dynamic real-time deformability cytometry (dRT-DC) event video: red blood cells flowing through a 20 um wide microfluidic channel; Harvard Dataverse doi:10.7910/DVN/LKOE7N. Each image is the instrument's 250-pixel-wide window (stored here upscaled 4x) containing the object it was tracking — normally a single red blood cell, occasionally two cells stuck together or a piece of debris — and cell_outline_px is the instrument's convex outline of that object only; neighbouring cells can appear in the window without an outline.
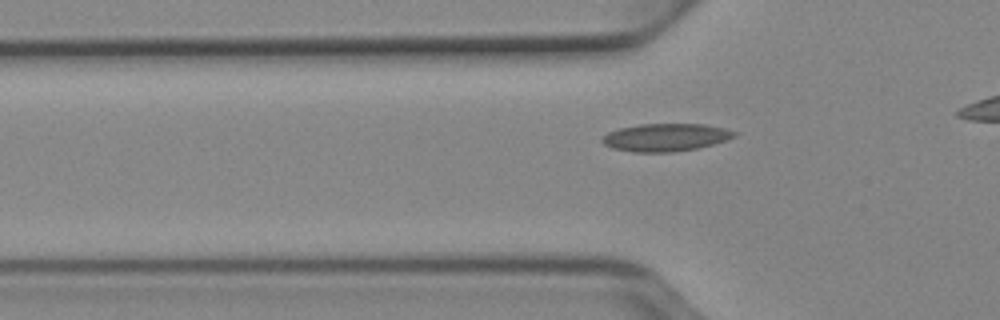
{"species": "Egyptian fruit bat (a non-hibernating species)", "species_latin": "Rousettus aegyptiacus", "temperature_condition": "cold", "stored_images_in_passage": 38, "camera_frame_rate_fps": 3000, "um_per_image_px": 0.085, "animal": {"sex": "female"}, "frame": {"image": 1, "passage_image": 12, "time_ms": 3.667, "image_size_px": [1000, 320], "cell_outline_px": [[736, 136], [712, 144], [696, 148], [672, 152], [632, 152], [612, 148], [604, 144], [600, 140], [600, 136], [608, 132], [620, 128], [640, 124], [704, 124], [724, 128], [736, 132]], "centroid_in_image_um": [56.51, 11.67], "position_along_channel_um": 69.3, "area_um2": 21.27}}
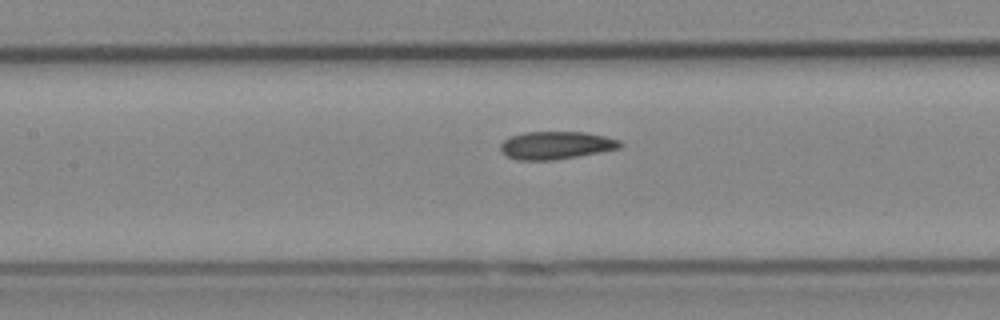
{"frame": {"image": 2, "passage_image": 19, "time_ms": 6.0, "image_size_px": [1000, 320], "cell_outline_px": [[624, 144], [620, 148], [600, 152], [556, 160], [516, 160], [508, 156], [500, 148], [500, 144], [504, 140], [512, 136], [524, 132], [584, 132], [604, 136], [620, 140]], "centroid_in_image_um": [47.29, 12.35], "position_along_channel_um": 160.1, "area_um2": 19.31}}
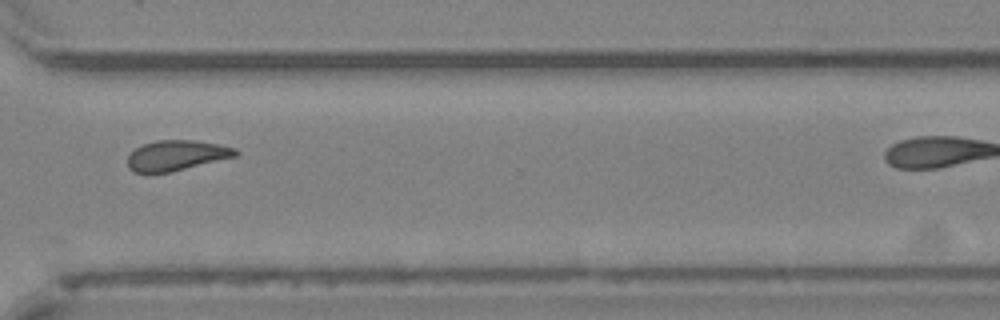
{"frame": {"image": 3, "passage_image": 34, "time_ms": 11.0, "image_size_px": [1000, 320], "cell_outline_px": [[240, 152], [236, 156], [172, 172], [152, 176], [148, 176], [132, 172], [128, 168], [128, 156], [136, 148], [144, 144], [156, 140], [192, 140], [220, 144], [236, 148]], "centroid_in_image_um": [14.95, 13.26], "position_along_channel_um": 355.6, "area_um2": 19.65}}